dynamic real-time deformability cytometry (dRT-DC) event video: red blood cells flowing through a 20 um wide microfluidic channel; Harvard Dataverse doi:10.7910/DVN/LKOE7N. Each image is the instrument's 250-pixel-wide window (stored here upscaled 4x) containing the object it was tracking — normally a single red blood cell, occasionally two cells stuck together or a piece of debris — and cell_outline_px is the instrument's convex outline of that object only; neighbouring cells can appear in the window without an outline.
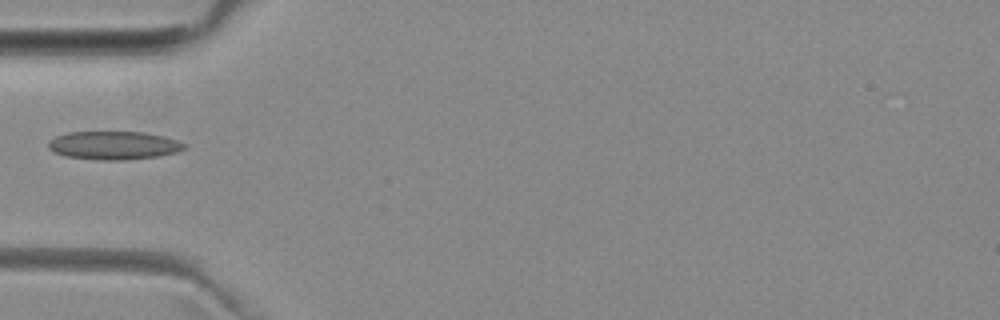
{"species": "common noctule bat (a hibernating species)", "species_latin": "Nyctalus noctula", "temperature_condition": "room temperature", "stored_images_in_passage": 1, "camera_frame_rate_fps": 3000, "um_per_image_px": 0.085, "animal": {"sex": "female", "body_mass_g": 29.2, "forearm_length_mm": 56.3}, "frame": {"image": 1, "passage_image": 1, "time_ms": 0.0, "image_size_px": [1000, 320], "cell_outline_px": [[188, 148], [176, 152], [160, 156], [124, 160], [100, 160], [64, 156], [52, 152], [48, 148], [48, 140], [56, 136], [68, 132], [144, 132], [164, 136], [188, 144]], "centroid_in_image_um": [9.67, 12.36], "position_along_channel_um": 75.3, "area_um2": 22.72}}